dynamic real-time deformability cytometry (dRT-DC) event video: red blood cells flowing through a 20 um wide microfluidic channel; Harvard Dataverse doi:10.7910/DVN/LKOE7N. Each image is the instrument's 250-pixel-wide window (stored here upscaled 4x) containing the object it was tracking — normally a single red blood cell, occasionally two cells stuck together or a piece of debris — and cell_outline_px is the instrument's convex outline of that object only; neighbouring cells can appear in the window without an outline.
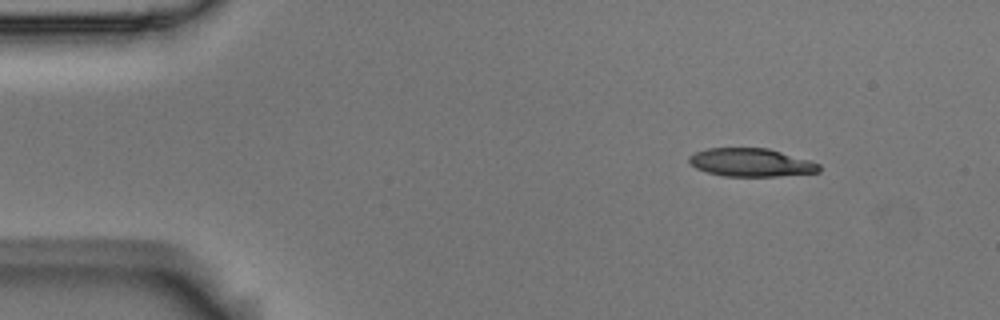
{"species": "Egyptian fruit bat (a non-hibernating species)", "species_latin": "Rousettus aegyptiacus", "temperature_condition": "room temperature", "stored_images_in_passage": 3, "camera_frame_rate_fps": 3000, "um_per_image_px": 0.085, "animal": {"sex": "male"}, "frame": {"image": 1, "passage_image": 1, "time_ms": 0.0, "image_size_px": [1000, 320], "cell_outline_px": [[820, 172], [776, 176], [724, 176], [708, 172], [696, 168], [688, 160], [688, 156], [696, 152], [708, 148], [768, 148], [808, 160], [820, 164]], "centroid_in_image_um": [63.83, 13.81], "position_along_channel_um": 21.2, "area_um2": 21.15}}